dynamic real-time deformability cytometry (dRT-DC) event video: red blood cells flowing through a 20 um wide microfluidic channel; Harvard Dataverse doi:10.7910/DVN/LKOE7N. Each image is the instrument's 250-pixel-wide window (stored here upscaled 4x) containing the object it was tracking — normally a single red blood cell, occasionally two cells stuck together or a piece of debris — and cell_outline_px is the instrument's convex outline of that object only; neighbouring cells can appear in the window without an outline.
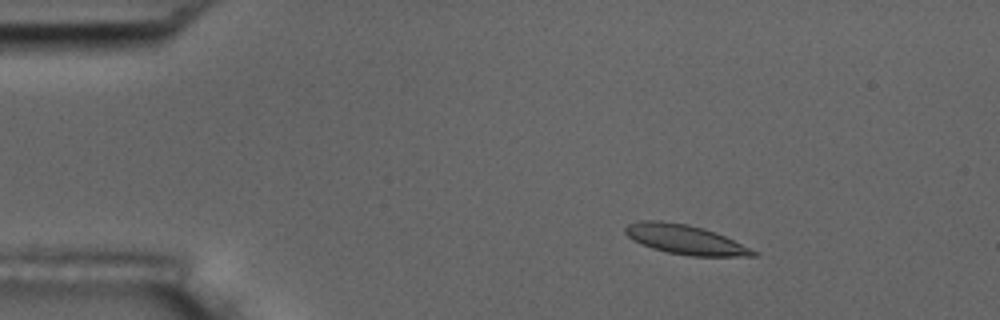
{"species": "common noctule bat (a hibernating species)", "species_latin": "Nyctalus noctula", "temperature_condition": "room temperature", "stored_images_in_passage": 47, "camera_frame_rate_fps": 3000, "um_per_image_px": 0.085, "animal": {"sex": "male", "body_mass_g": 17.5, "forearm_length_mm": 52.3}, "frame": {"image": 1, "passage_image": 1, "time_ms": 0.0, "image_size_px": [1000, 320], "cell_outline_px": [[760, 252], [756, 256], [692, 256], [668, 252], [652, 248], [632, 240], [624, 232], [624, 228], [628, 224], [640, 220], [660, 220], [688, 224], [704, 228], [716, 232]], "centroid_in_image_um": [58.24, 20.35], "position_along_channel_um": 26.8, "area_um2": 22.08}}
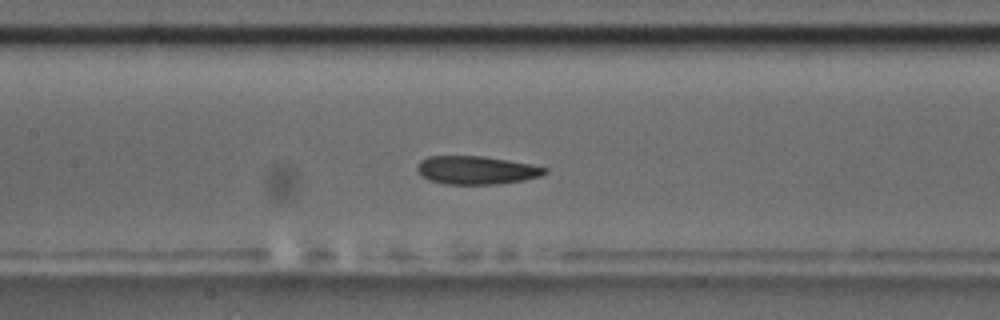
{"frame": {"image": 2, "passage_image": 18, "time_ms": 5.667, "image_size_px": [1000, 320], "cell_outline_px": [[548, 172], [540, 176], [524, 180], [500, 184], [444, 184], [428, 180], [420, 176], [416, 168], [416, 164], [420, 160], [428, 156], [484, 156], [532, 164], [548, 168]], "centroid_in_image_um": [40.47, 14.46], "position_along_channel_um": 166.9, "area_um2": 21.33}}
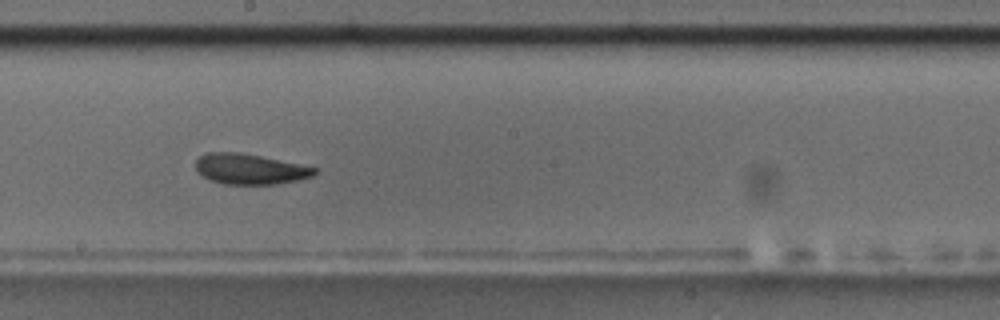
{"frame": {"image": 3, "passage_image": 23, "time_ms": 7.333, "image_size_px": [1000, 320], "cell_outline_px": [[320, 168], [312, 176], [300, 180], [276, 184], [224, 184], [208, 180], [196, 172], [196, 160], [200, 156], [208, 152], [240, 152]], "centroid_in_image_um": [21.23, 14.37], "position_along_channel_um": 227.0, "area_um2": 21.27}, "authors_computed_cell_mechanics": {"area_um2": 21.6172, "velocity_mm_per_s": 3.6293, "shape_relaxation_time_tau1_ms": 5.4105, "shape_relaxation_time_tau2_ms": 1.6917, "deformation_change_tau1": 0.1512, "deformation_change_tau2": 0.0752}}